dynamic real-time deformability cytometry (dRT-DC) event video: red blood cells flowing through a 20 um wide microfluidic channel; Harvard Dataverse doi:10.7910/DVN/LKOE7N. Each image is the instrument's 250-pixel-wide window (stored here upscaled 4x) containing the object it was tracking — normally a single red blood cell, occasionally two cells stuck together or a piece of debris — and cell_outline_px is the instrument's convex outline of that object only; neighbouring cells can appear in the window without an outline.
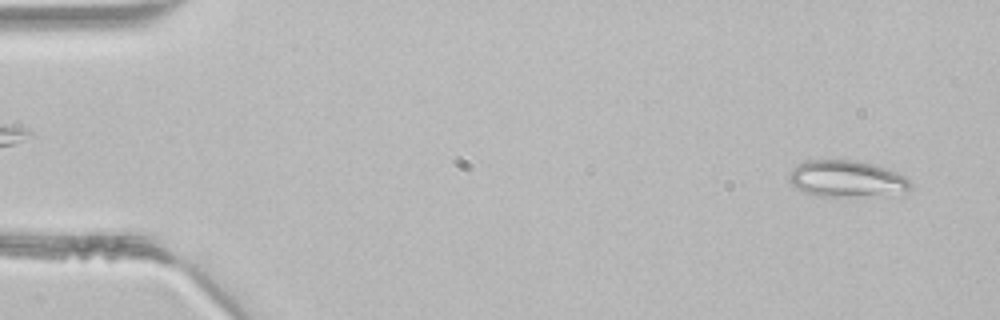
{"species": "common noctule bat (a hibernating species)", "species_latin": "Nyctalus noctula", "temperature_condition": "room temperature", "stored_images_in_passage": 45, "segment_of_instrument_passage": [1, 2], "camera_frame_rate_fps": 3000, "um_per_image_px": 0.085, "animal": {"sex": "male", "body_mass_g": 21.5, "forearm_length_mm": 52.0}, "frame": {"image": 1, "passage_image": 2, "time_ms": 0.333, "image_size_px": [1000, 320], "cell_outline_px": [[912, 184], [908, 188], [844, 196], [820, 196], [804, 192], [796, 188], [788, 180], [788, 176], [792, 168], [808, 160], [856, 160], [872, 164], [896, 172], [904, 176]], "centroid_in_image_um": [71.78, 15.14], "position_along_channel_um": 13.2, "area_um2": 24.45}}
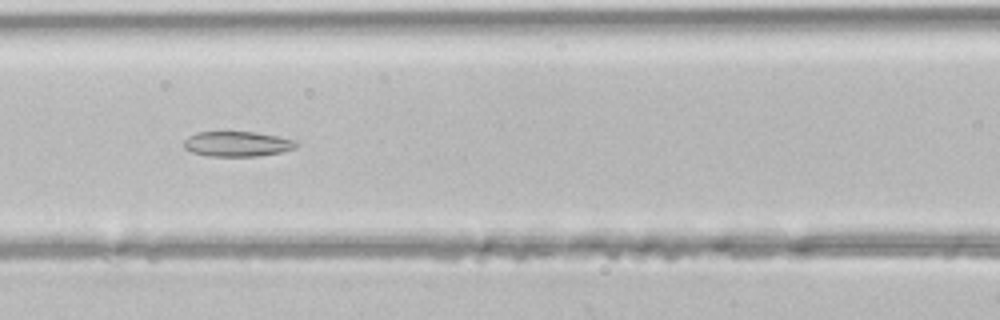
{"frame": {"image": 2, "passage_image": 19, "time_ms": 6.0, "image_size_px": [1000, 320], "cell_outline_px": [[300, 144], [296, 148], [280, 152], [256, 156], [208, 156], [192, 152], [184, 148], [184, 140], [188, 136], [196, 132], [252, 132], [276, 136], [296, 140]], "centroid_in_image_um": [20.16, 12.23], "position_along_channel_um": 146.4, "area_um2": 16.42}}
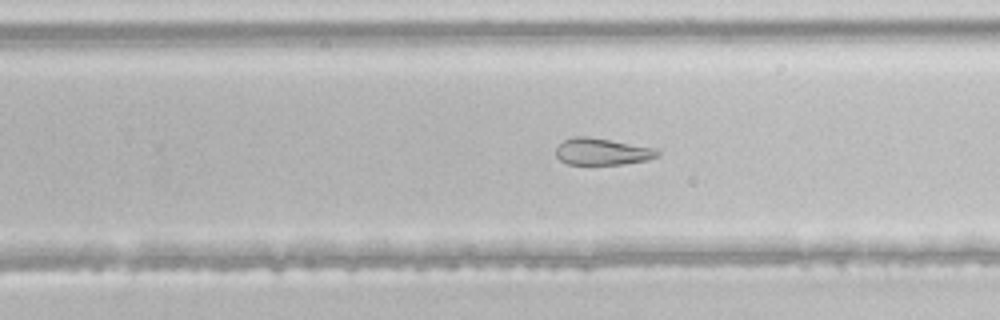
{"frame": {"image": 3, "passage_image": 28, "time_ms": 9.0, "image_size_px": [1000, 320], "cell_outline_px": [[660, 156], [648, 160], [624, 164], [568, 164], [560, 160], [556, 156], [556, 148], [564, 140], [572, 136], [588, 136], [656, 148], [660, 152]], "centroid_in_image_um": [51.21, 12.88], "position_along_channel_um": 278.6, "area_um2": 15.95}}